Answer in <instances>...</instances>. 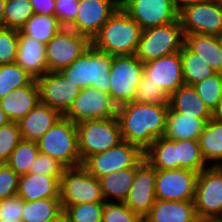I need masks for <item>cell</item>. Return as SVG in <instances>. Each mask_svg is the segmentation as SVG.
I'll return each instance as SVG.
<instances>
[{
  "label": "cell",
  "mask_w": 222,
  "mask_h": 222,
  "mask_svg": "<svg viewBox=\"0 0 222 222\" xmlns=\"http://www.w3.org/2000/svg\"><path fill=\"white\" fill-rule=\"evenodd\" d=\"M168 110L169 105L134 101L117 107L122 139L144 152L155 139L164 136Z\"/></svg>",
  "instance_id": "1"
},
{
  "label": "cell",
  "mask_w": 222,
  "mask_h": 222,
  "mask_svg": "<svg viewBox=\"0 0 222 222\" xmlns=\"http://www.w3.org/2000/svg\"><path fill=\"white\" fill-rule=\"evenodd\" d=\"M142 29L129 14L119 6L99 32L91 45L109 55L136 54Z\"/></svg>",
  "instance_id": "2"
},
{
  "label": "cell",
  "mask_w": 222,
  "mask_h": 222,
  "mask_svg": "<svg viewBox=\"0 0 222 222\" xmlns=\"http://www.w3.org/2000/svg\"><path fill=\"white\" fill-rule=\"evenodd\" d=\"M112 55L92 45L60 73L81 90L94 87L109 93Z\"/></svg>",
  "instance_id": "3"
},
{
  "label": "cell",
  "mask_w": 222,
  "mask_h": 222,
  "mask_svg": "<svg viewBox=\"0 0 222 222\" xmlns=\"http://www.w3.org/2000/svg\"><path fill=\"white\" fill-rule=\"evenodd\" d=\"M39 152L60 162L65 168L82 165L78 149L77 125L62 116L37 141Z\"/></svg>",
  "instance_id": "4"
},
{
  "label": "cell",
  "mask_w": 222,
  "mask_h": 222,
  "mask_svg": "<svg viewBox=\"0 0 222 222\" xmlns=\"http://www.w3.org/2000/svg\"><path fill=\"white\" fill-rule=\"evenodd\" d=\"M76 125L82 163L89 156L104 152L123 141L117 116L108 119L85 120Z\"/></svg>",
  "instance_id": "5"
},
{
  "label": "cell",
  "mask_w": 222,
  "mask_h": 222,
  "mask_svg": "<svg viewBox=\"0 0 222 222\" xmlns=\"http://www.w3.org/2000/svg\"><path fill=\"white\" fill-rule=\"evenodd\" d=\"M183 45L184 33L178 18L168 24L142 30L136 56L142 63H147L180 52Z\"/></svg>",
  "instance_id": "6"
},
{
  "label": "cell",
  "mask_w": 222,
  "mask_h": 222,
  "mask_svg": "<svg viewBox=\"0 0 222 222\" xmlns=\"http://www.w3.org/2000/svg\"><path fill=\"white\" fill-rule=\"evenodd\" d=\"M143 73L144 63L136 54L112 56L109 94L117 107L134 101Z\"/></svg>",
  "instance_id": "7"
},
{
  "label": "cell",
  "mask_w": 222,
  "mask_h": 222,
  "mask_svg": "<svg viewBox=\"0 0 222 222\" xmlns=\"http://www.w3.org/2000/svg\"><path fill=\"white\" fill-rule=\"evenodd\" d=\"M62 210L70 205L105 202L100 181L82 166L65 168L60 177Z\"/></svg>",
  "instance_id": "8"
},
{
  "label": "cell",
  "mask_w": 222,
  "mask_h": 222,
  "mask_svg": "<svg viewBox=\"0 0 222 222\" xmlns=\"http://www.w3.org/2000/svg\"><path fill=\"white\" fill-rule=\"evenodd\" d=\"M184 35L218 36L222 33V4L218 0H199L178 13Z\"/></svg>",
  "instance_id": "9"
},
{
  "label": "cell",
  "mask_w": 222,
  "mask_h": 222,
  "mask_svg": "<svg viewBox=\"0 0 222 222\" xmlns=\"http://www.w3.org/2000/svg\"><path fill=\"white\" fill-rule=\"evenodd\" d=\"M91 46V40L76 31L62 27L45 45L48 71L60 72L67 68Z\"/></svg>",
  "instance_id": "10"
},
{
  "label": "cell",
  "mask_w": 222,
  "mask_h": 222,
  "mask_svg": "<svg viewBox=\"0 0 222 222\" xmlns=\"http://www.w3.org/2000/svg\"><path fill=\"white\" fill-rule=\"evenodd\" d=\"M143 157L144 152L138 146L123 140L117 146L89 156L82 166L99 180L112 172L134 167Z\"/></svg>",
  "instance_id": "11"
},
{
  "label": "cell",
  "mask_w": 222,
  "mask_h": 222,
  "mask_svg": "<svg viewBox=\"0 0 222 222\" xmlns=\"http://www.w3.org/2000/svg\"><path fill=\"white\" fill-rule=\"evenodd\" d=\"M194 206L201 222H214L222 216V175L214 166L199 173Z\"/></svg>",
  "instance_id": "12"
},
{
  "label": "cell",
  "mask_w": 222,
  "mask_h": 222,
  "mask_svg": "<svg viewBox=\"0 0 222 222\" xmlns=\"http://www.w3.org/2000/svg\"><path fill=\"white\" fill-rule=\"evenodd\" d=\"M63 116L75 124L85 120L108 119L117 116V106L108 92L88 87L80 91Z\"/></svg>",
  "instance_id": "13"
},
{
  "label": "cell",
  "mask_w": 222,
  "mask_h": 222,
  "mask_svg": "<svg viewBox=\"0 0 222 222\" xmlns=\"http://www.w3.org/2000/svg\"><path fill=\"white\" fill-rule=\"evenodd\" d=\"M198 175V172L182 168L156 169V199L165 201H194Z\"/></svg>",
  "instance_id": "14"
},
{
  "label": "cell",
  "mask_w": 222,
  "mask_h": 222,
  "mask_svg": "<svg viewBox=\"0 0 222 222\" xmlns=\"http://www.w3.org/2000/svg\"><path fill=\"white\" fill-rule=\"evenodd\" d=\"M40 103L57 110L62 116L68 111L81 89L60 72H46L36 79Z\"/></svg>",
  "instance_id": "15"
},
{
  "label": "cell",
  "mask_w": 222,
  "mask_h": 222,
  "mask_svg": "<svg viewBox=\"0 0 222 222\" xmlns=\"http://www.w3.org/2000/svg\"><path fill=\"white\" fill-rule=\"evenodd\" d=\"M120 6L142 30L165 25L178 19L170 0H123Z\"/></svg>",
  "instance_id": "16"
},
{
  "label": "cell",
  "mask_w": 222,
  "mask_h": 222,
  "mask_svg": "<svg viewBox=\"0 0 222 222\" xmlns=\"http://www.w3.org/2000/svg\"><path fill=\"white\" fill-rule=\"evenodd\" d=\"M119 6V0H80L77 17L68 28L92 40Z\"/></svg>",
  "instance_id": "17"
},
{
  "label": "cell",
  "mask_w": 222,
  "mask_h": 222,
  "mask_svg": "<svg viewBox=\"0 0 222 222\" xmlns=\"http://www.w3.org/2000/svg\"><path fill=\"white\" fill-rule=\"evenodd\" d=\"M156 169L143 157L136 164V174L124 203L142 219L155 204Z\"/></svg>",
  "instance_id": "18"
},
{
  "label": "cell",
  "mask_w": 222,
  "mask_h": 222,
  "mask_svg": "<svg viewBox=\"0 0 222 222\" xmlns=\"http://www.w3.org/2000/svg\"><path fill=\"white\" fill-rule=\"evenodd\" d=\"M144 74L168 96L185 85L181 51L144 63Z\"/></svg>",
  "instance_id": "19"
},
{
  "label": "cell",
  "mask_w": 222,
  "mask_h": 222,
  "mask_svg": "<svg viewBox=\"0 0 222 222\" xmlns=\"http://www.w3.org/2000/svg\"><path fill=\"white\" fill-rule=\"evenodd\" d=\"M61 117L57 110L39 102L17 122L22 139L37 142Z\"/></svg>",
  "instance_id": "20"
},
{
  "label": "cell",
  "mask_w": 222,
  "mask_h": 222,
  "mask_svg": "<svg viewBox=\"0 0 222 222\" xmlns=\"http://www.w3.org/2000/svg\"><path fill=\"white\" fill-rule=\"evenodd\" d=\"M40 102L36 79L30 84L10 91L0 99V106L12 122L24 118Z\"/></svg>",
  "instance_id": "21"
},
{
  "label": "cell",
  "mask_w": 222,
  "mask_h": 222,
  "mask_svg": "<svg viewBox=\"0 0 222 222\" xmlns=\"http://www.w3.org/2000/svg\"><path fill=\"white\" fill-rule=\"evenodd\" d=\"M16 64L37 79L48 72L45 44L29 35H19Z\"/></svg>",
  "instance_id": "22"
},
{
  "label": "cell",
  "mask_w": 222,
  "mask_h": 222,
  "mask_svg": "<svg viewBox=\"0 0 222 222\" xmlns=\"http://www.w3.org/2000/svg\"><path fill=\"white\" fill-rule=\"evenodd\" d=\"M60 177L31 173L20 175L17 195L24 201L59 198Z\"/></svg>",
  "instance_id": "23"
},
{
  "label": "cell",
  "mask_w": 222,
  "mask_h": 222,
  "mask_svg": "<svg viewBox=\"0 0 222 222\" xmlns=\"http://www.w3.org/2000/svg\"><path fill=\"white\" fill-rule=\"evenodd\" d=\"M143 222H201L194 201L157 200Z\"/></svg>",
  "instance_id": "24"
},
{
  "label": "cell",
  "mask_w": 222,
  "mask_h": 222,
  "mask_svg": "<svg viewBox=\"0 0 222 222\" xmlns=\"http://www.w3.org/2000/svg\"><path fill=\"white\" fill-rule=\"evenodd\" d=\"M211 118H196L169 109L164 137L169 140H198L206 123Z\"/></svg>",
  "instance_id": "25"
},
{
  "label": "cell",
  "mask_w": 222,
  "mask_h": 222,
  "mask_svg": "<svg viewBox=\"0 0 222 222\" xmlns=\"http://www.w3.org/2000/svg\"><path fill=\"white\" fill-rule=\"evenodd\" d=\"M169 109L196 118H213L214 114L199 97L196 89L183 85L169 96Z\"/></svg>",
  "instance_id": "26"
},
{
  "label": "cell",
  "mask_w": 222,
  "mask_h": 222,
  "mask_svg": "<svg viewBox=\"0 0 222 222\" xmlns=\"http://www.w3.org/2000/svg\"><path fill=\"white\" fill-rule=\"evenodd\" d=\"M184 45L203 58L216 73H222V49L217 36L186 34Z\"/></svg>",
  "instance_id": "27"
},
{
  "label": "cell",
  "mask_w": 222,
  "mask_h": 222,
  "mask_svg": "<svg viewBox=\"0 0 222 222\" xmlns=\"http://www.w3.org/2000/svg\"><path fill=\"white\" fill-rule=\"evenodd\" d=\"M136 174V165L127 169L112 172L99 179L105 201L124 202L128 197L130 188Z\"/></svg>",
  "instance_id": "28"
},
{
  "label": "cell",
  "mask_w": 222,
  "mask_h": 222,
  "mask_svg": "<svg viewBox=\"0 0 222 222\" xmlns=\"http://www.w3.org/2000/svg\"><path fill=\"white\" fill-rule=\"evenodd\" d=\"M198 142L207 165L214 162L211 166H215L216 163L222 161V120L211 118L200 134Z\"/></svg>",
  "instance_id": "29"
},
{
  "label": "cell",
  "mask_w": 222,
  "mask_h": 222,
  "mask_svg": "<svg viewBox=\"0 0 222 222\" xmlns=\"http://www.w3.org/2000/svg\"><path fill=\"white\" fill-rule=\"evenodd\" d=\"M145 160L157 170L179 168L176 154V141L160 137L144 151Z\"/></svg>",
  "instance_id": "30"
},
{
  "label": "cell",
  "mask_w": 222,
  "mask_h": 222,
  "mask_svg": "<svg viewBox=\"0 0 222 222\" xmlns=\"http://www.w3.org/2000/svg\"><path fill=\"white\" fill-rule=\"evenodd\" d=\"M62 213L60 198L24 201L22 222H50Z\"/></svg>",
  "instance_id": "31"
},
{
  "label": "cell",
  "mask_w": 222,
  "mask_h": 222,
  "mask_svg": "<svg viewBox=\"0 0 222 222\" xmlns=\"http://www.w3.org/2000/svg\"><path fill=\"white\" fill-rule=\"evenodd\" d=\"M61 28L55 16L33 14L19 30V35H29L46 45Z\"/></svg>",
  "instance_id": "32"
},
{
  "label": "cell",
  "mask_w": 222,
  "mask_h": 222,
  "mask_svg": "<svg viewBox=\"0 0 222 222\" xmlns=\"http://www.w3.org/2000/svg\"><path fill=\"white\" fill-rule=\"evenodd\" d=\"M181 62L185 85L194 86L216 73L203 58L191 52L185 45L181 49Z\"/></svg>",
  "instance_id": "33"
},
{
  "label": "cell",
  "mask_w": 222,
  "mask_h": 222,
  "mask_svg": "<svg viewBox=\"0 0 222 222\" xmlns=\"http://www.w3.org/2000/svg\"><path fill=\"white\" fill-rule=\"evenodd\" d=\"M176 154L179 168L200 173L211 166L203 159L198 140H176Z\"/></svg>",
  "instance_id": "34"
},
{
  "label": "cell",
  "mask_w": 222,
  "mask_h": 222,
  "mask_svg": "<svg viewBox=\"0 0 222 222\" xmlns=\"http://www.w3.org/2000/svg\"><path fill=\"white\" fill-rule=\"evenodd\" d=\"M38 154L37 142L22 139L5 164L18 175H23L29 172Z\"/></svg>",
  "instance_id": "35"
},
{
  "label": "cell",
  "mask_w": 222,
  "mask_h": 222,
  "mask_svg": "<svg viewBox=\"0 0 222 222\" xmlns=\"http://www.w3.org/2000/svg\"><path fill=\"white\" fill-rule=\"evenodd\" d=\"M34 80L16 63L0 65V99L12 90L30 85Z\"/></svg>",
  "instance_id": "36"
},
{
  "label": "cell",
  "mask_w": 222,
  "mask_h": 222,
  "mask_svg": "<svg viewBox=\"0 0 222 222\" xmlns=\"http://www.w3.org/2000/svg\"><path fill=\"white\" fill-rule=\"evenodd\" d=\"M33 14L30 0H6L4 27L20 30Z\"/></svg>",
  "instance_id": "37"
},
{
  "label": "cell",
  "mask_w": 222,
  "mask_h": 222,
  "mask_svg": "<svg viewBox=\"0 0 222 222\" xmlns=\"http://www.w3.org/2000/svg\"><path fill=\"white\" fill-rule=\"evenodd\" d=\"M105 202H88L67 206L63 214L68 222H102Z\"/></svg>",
  "instance_id": "38"
},
{
  "label": "cell",
  "mask_w": 222,
  "mask_h": 222,
  "mask_svg": "<svg viewBox=\"0 0 222 222\" xmlns=\"http://www.w3.org/2000/svg\"><path fill=\"white\" fill-rule=\"evenodd\" d=\"M193 87L209 110L214 113L222 95V73H215Z\"/></svg>",
  "instance_id": "39"
},
{
  "label": "cell",
  "mask_w": 222,
  "mask_h": 222,
  "mask_svg": "<svg viewBox=\"0 0 222 222\" xmlns=\"http://www.w3.org/2000/svg\"><path fill=\"white\" fill-rule=\"evenodd\" d=\"M134 102L169 105V96L161 88H159L158 85L151 82V79L143 73L140 83L137 86Z\"/></svg>",
  "instance_id": "40"
},
{
  "label": "cell",
  "mask_w": 222,
  "mask_h": 222,
  "mask_svg": "<svg viewBox=\"0 0 222 222\" xmlns=\"http://www.w3.org/2000/svg\"><path fill=\"white\" fill-rule=\"evenodd\" d=\"M22 140L17 122L0 127V164H5L13 150Z\"/></svg>",
  "instance_id": "41"
},
{
  "label": "cell",
  "mask_w": 222,
  "mask_h": 222,
  "mask_svg": "<svg viewBox=\"0 0 222 222\" xmlns=\"http://www.w3.org/2000/svg\"><path fill=\"white\" fill-rule=\"evenodd\" d=\"M102 222H143L124 202L105 201Z\"/></svg>",
  "instance_id": "42"
},
{
  "label": "cell",
  "mask_w": 222,
  "mask_h": 222,
  "mask_svg": "<svg viewBox=\"0 0 222 222\" xmlns=\"http://www.w3.org/2000/svg\"><path fill=\"white\" fill-rule=\"evenodd\" d=\"M19 30L0 28V65L13 64L18 51Z\"/></svg>",
  "instance_id": "43"
},
{
  "label": "cell",
  "mask_w": 222,
  "mask_h": 222,
  "mask_svg": "<svg viewBox=\"0 0 222 222\" xmlns=\"http://www.w3.org/2000/svg\"><path fill=\"white\" fill-rule=\"evenodd\" d=\"M24 200L18 195L0 200V222H22Z\"/></svg>",
  "instance_id": "44"
},
{
  "label": "cell",
  "mask_w": 222,
  "mask_h": 222,
  "mask_svg": "<svg viewBox=\"0 0 222 222\" xmlns=\"http://www.w3.org/2000/svg\"><path fill=\"white\" fill-rule=\"evenodd\" d=\"M65 167L52 157L39 152L28 173L61 176Z\"/></svg>",
  "instance_id": "45"
},
{
  "label": "cell",
  "mask_w": 222,
  "mask_h": 222,
  "mask_svg": "<svg viewBox=\"0 0 222 222\" xmlns=\"http://www.w3.org/2000/svg\"><path fill=\"white\" fill-rule=\"evenodd\" d=\"M20 175L6 164H0V200L17 195Z\"/></svg>",
  "instance_id": "46"
},
{
  "label": "cell",
  "mask_w": 222,
  "mask_h": 222,
  "mask_svg": "<svg viewBox=\"0 0 222 222\" xmlns=\"http://www.w3.org/2000/svg\"><path fill=\"white\" fill-rule=\"evenodd\" d=\"M80 0H55V17L62 27H69L76 19Z\"/></svg>",
  "instance_id": "47"
},
{
  "label": "cell",
  "mask_w": 222,
  "mask_h": 222,
  "mask_svg": "<svg viewBox=\"0 0 222 222\" xmlns=\"http://www.w3.org/2000/svg\"><path fill=\"white\" fill-rule=\"evenodd\" d=\"M34 14L55 16V0H30Z\"/></svg>",
  "instance_id": "48"
},
{
  "label": "cell",
  "mask_w": 222,
  "mask_h": 222,
  "mask_svg": "<svg viewBox=\"0 0 222 222\" xmlns=\"http://www.w3.org/2000/svg\"><path fill=\"white\" fill-rule=\"evenodd\" d=\"M199 0H170L172 6L175 8V10L179 13L181 10H183L185 7L195 3Z\"/></svg>",
  "instance_id": "49"
},
{
  "label": "cell",
  "mask_w": 222,
  "mask_h": 222,
  "mask_svg": "<svg viewBox=\"0 0 222 222\" xmlns=\"http://www.w3.org/2000/svg\"><path fill=\"white\" fill-rule=\"evenodd\" d=\"M6 0H0V28L4 27V10Z\"/></svg>",
  "instance_id": "50"
},
{
  "label": "cell",
  "mask_w": 222,
  "mask_h": 222,
  "mask_svg": "<svg viewBox=\"0 0 222 222\" xmlns=\"http://www.w3.org/2000/svg\"><path fill=\"white\" fill-rule=\"evenodd\" d=\"M10 119L7 117L6 113L2 110L0 106V127L8 124Z\"/></svg>",
  "instance_id": "51"
},
{
  "label": "cell",
  "mask_w": 222,
  "mask_h": 222,
  "mask_svg": "<svg viewBox=\"0 0 222 222\" xmlns=\"http://www.w3.org/2000/svg\"><path fill=\"white\" fill-rule=\"evenodd\" d=\"M213 114L215 118L222 120V95L217 110Z\"/></svg>",
  "instance_id": "52"
},
{
  "label": "cell",
  "mask_w": 222,
  "mask_h": 222,
  "mask_svg": "<svg viewBox=\"0 0 222 222\" xmlns=\"http://www.w3.org/2000/svg\"><path fill=\"white\" fill-rule=\"evenodd\" d=\"M50 222H68L66 216L62 213L60 216H58L55 220Z\"/></svg>",
  "instance_id": "53"
},
{
  "label": "cell",
  "mask_w": 222,
  "mask_h": 222,
  "mask_svg": "<svg viewBox=\"0 0 222 222\" xmlns=\"http://www.w3.org/2000/svg\"><path fill=\"white\" fill-rule=\"evenodd\" d=\"M222 175V161L216 163V165L214 166Z\"/></svg>",
  "instance_id": "54"
},
{
  "label": "cell",
  "mask_w": 222,
  "mask_h": 222,
  "mask_svg": "<svg viewBox=\"0 0 222 222\" xmlns=\"http://www.w3.org/2000/svg\"><path fill=\"white\" fill-rule=\"evenodd\" d=\"M217 38H218L220 47H221V49H222V33H221L220 35H218Z\"/></svg>",
  "instance_id": "55"
},
{
  "label": "cell",
  "mask_w": 222,
  "mask_h": 222,
  "mask_svg": "<svg viewBox=\"0 0 222 222\" xmlns=\"http://www.w3.org/2000/svg\"><path fill=\"white\" fill-rule=\"evenodd\" d=\"M215 222H222V218H218Z\"/></svg>",
  "instance_id": "56"
}]
</instances>
